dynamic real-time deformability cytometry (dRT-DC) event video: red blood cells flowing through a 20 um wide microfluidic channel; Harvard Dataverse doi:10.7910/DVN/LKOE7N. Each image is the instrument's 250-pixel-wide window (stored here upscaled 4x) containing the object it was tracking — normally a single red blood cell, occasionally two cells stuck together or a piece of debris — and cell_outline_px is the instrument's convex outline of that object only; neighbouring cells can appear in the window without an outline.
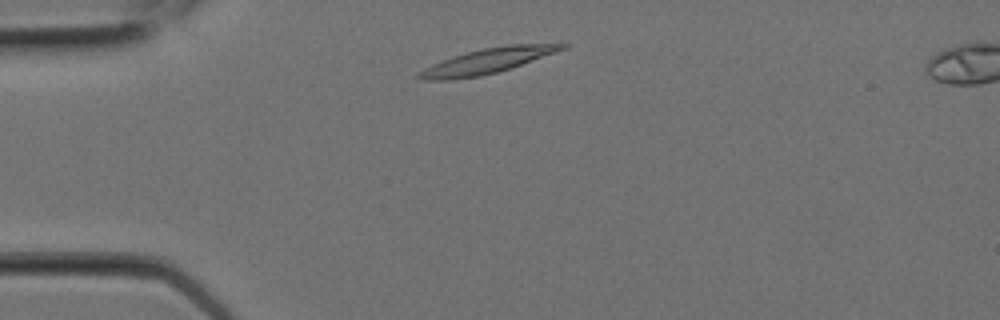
{"species": "Egyptian fruit bat (a non-hibernating species)", "species_latin": "Rousettus aegyptiacus", "temperature_condition": "room temperature", "stored_images_in_passage": 6, "camera_frame_rate_fps": 3000, "um_per_image_px": 0.085, "animal": {"sex": "female"}, "frame": {"image": 1, "passage_image": 1, "time_ms": 0.0, "image_size_px": [1000, 320], "cell_outline_px": [[568, 48], [512, 68], [480, 76], [448, 80], [424, 80], [416, 76], [424, 68], [452, 56], [484, 48], [508, 44], [560, 40], [568, 40]], "centroid_in_image_um": [41.68, 5.11], "position_along_channel_um": 43.3, "area_um2": 21.73}}
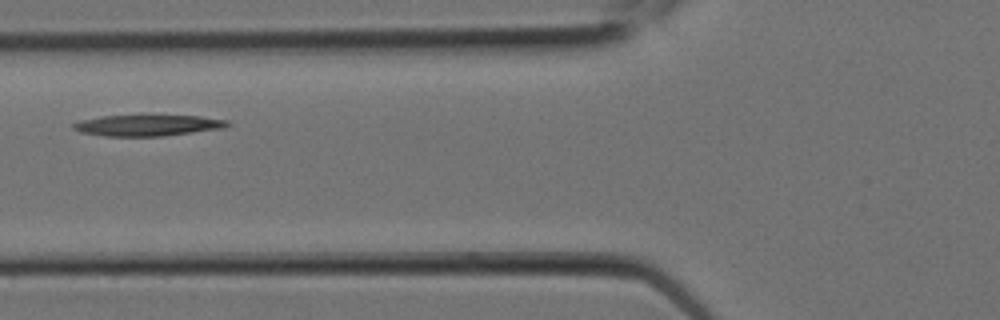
{"frame": {"image": 2, "passage_image": 4, "time_ms": 1.0, "image_size_px": [1000, 320], "cell_outline_px": [[232, 124], [224, 128], [160, 136], [104, 136], [80, 132], [72, 128], [72, 124], [80, 120], [100, 116], [140, 112], [144, 112], [200, 116], [228, 120]], "centroid_in_image_um": [12.54, 10.59], "position_along_channel_um": 113.3, "area_um2": 20.29}}
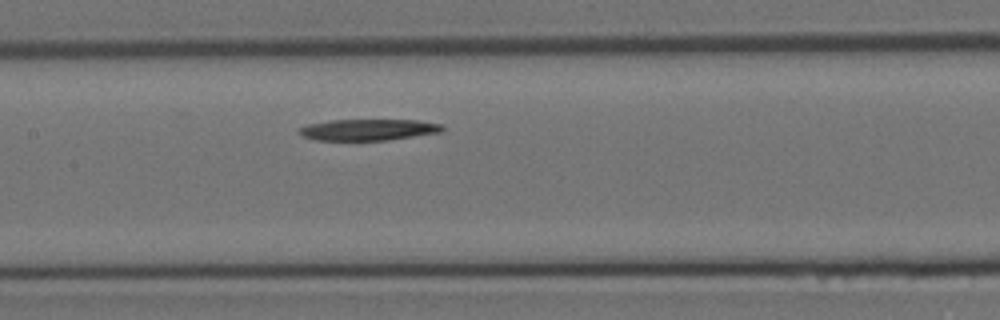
{"frame": {"image": 3, "passage_image": 6, "time_ms": 1.667, "image_size_px": [1000, 320], "cell_outline_px": [[444, 128], [440, 132], [388, 140], [316, 140], [304, 136], [296, 132], [300, 128], [308, 124], [332, 120], [416, 120], [444, 124]], "centroid_in_image_um": [31.31, 11.02], "position_along_channel_um": 176.1, "area_um2": 17.69}}